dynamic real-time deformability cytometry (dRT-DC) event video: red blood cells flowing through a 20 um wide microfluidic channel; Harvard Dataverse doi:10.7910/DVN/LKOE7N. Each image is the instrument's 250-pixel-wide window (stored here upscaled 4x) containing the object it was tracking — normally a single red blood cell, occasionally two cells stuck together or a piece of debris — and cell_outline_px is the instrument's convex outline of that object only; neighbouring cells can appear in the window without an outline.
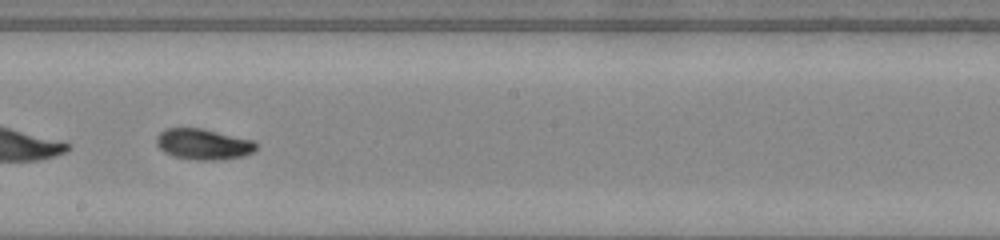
{"species": "common noctule bat (a hibernating species)", "species_latin": "Nyctalus noctula", "temperature_condition": "warm", "stored_images_in_passage": 36, "camera_frame_rate_fps": 3000, "um_per_image_px": 0.085, "animal": {"sex": "male", "body_mass_g": 20.0, "forearm_length_mm": 53.3}, "frame": {"image": 1, "passage_image": 16, "time_ms": 5.0, "image_size_px": [1000, 240], "cell_outline_px": [[256, 148], [252, 152], [244, 156], [224, 160], [196, 160], [172, 156], [164, 152], [156, 144], [156, 136], [164, 128], [204, 128], [252, 140], [256, 144]], "centroid_in_image_um": [17.26, 12.26], "position_along_channel_um": 230.9, "area_um2": 18.09}}
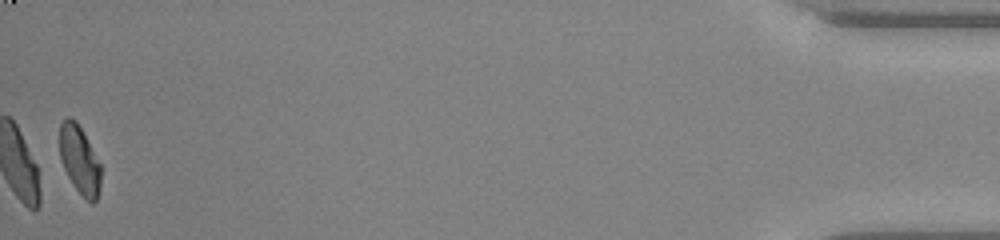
{"frame": {"image": 2, "passage_image": 36, "time_ms": 11.667, "image_size_px": [1000, 240], "cell_outline_px": [[100, 188], [96, 200], [92, 204], [76, 188], [68, 176], [60, 160], [60, 124], [68, 116], [76, 120], [100, 164]], "centroid_in_image_um": [6.75, 13.58], "position_along_channel_um": 428.5, "area_um2": 15.95}, "authors_computed_cell_mechanics": {"area_um2": 17.7157, "velocity_mm_per_s": 4.3086, "shape_relaxation_time_tau1_ms": 2.6148, "shape_relaxation_time_tau2_ms": 2.451, "deformation_change_tau1": 0.1395, "deformation_change_tau2": 0.0704}}